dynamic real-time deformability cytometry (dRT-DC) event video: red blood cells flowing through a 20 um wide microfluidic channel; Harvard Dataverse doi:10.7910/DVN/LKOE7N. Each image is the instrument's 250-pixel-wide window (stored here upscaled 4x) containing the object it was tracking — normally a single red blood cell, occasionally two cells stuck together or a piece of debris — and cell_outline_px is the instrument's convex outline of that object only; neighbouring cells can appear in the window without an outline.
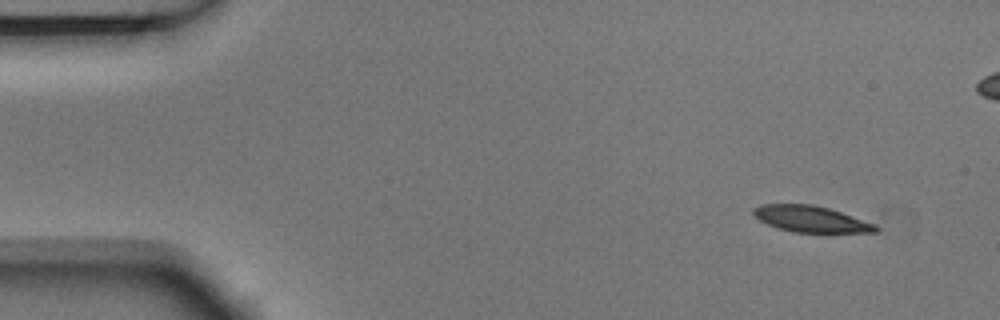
{"species": "Egyptian fruit bat (a non-hibernating species)", "species_latin": "Rousettus aegyptiacus", "temperature_condition": "room temperature", "stored_images_in_passage": 4, "camera_frame_rate_fps": 3000, "um_per_image_px": 0.085, "animal": {"sex": "male"}, "frame": {"image": 1, "passage_image": 1, "time_ms": 0.0, "image_size_px": [1000, 320], "cell_outline_px": [[880, 228], [876, 232], [792, 232], [776, 228], [760, 220], [752, 212], [752, 208], [760, 204], [812, 204], [828, 208], [876, 224]], "centroid_in_image_um": [68.9, 18.61], "position_along_channel_um": 16.1, "area_um2": 18.61}}